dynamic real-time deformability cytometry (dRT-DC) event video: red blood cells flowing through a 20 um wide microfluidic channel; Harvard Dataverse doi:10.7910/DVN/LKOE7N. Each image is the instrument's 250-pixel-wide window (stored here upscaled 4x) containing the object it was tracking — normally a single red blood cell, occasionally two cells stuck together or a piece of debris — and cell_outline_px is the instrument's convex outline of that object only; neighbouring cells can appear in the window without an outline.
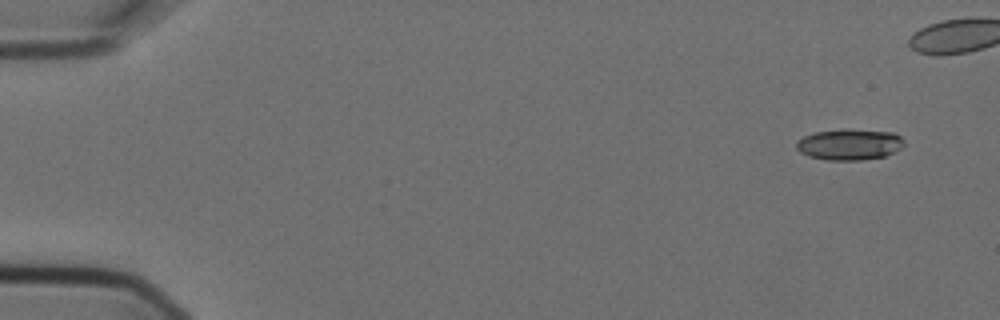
{"species": "Egyptian fruit bat (a non-hibernating species)", "species_latin": "Rousettus aegyptiacus", "temperature_condition": "cold", "stored_images_in_passage": 7, "camera_frame_rate_fps": 3000, "um_per_image_px": 0.085, "animal": {"sex": "female"}, "frame": {"image": 1, "passage_image": 1, "time_ms": 0.0, "image_size_px": [1000, 320], "cell_outline_px": [[904, 144], [896, 152], [884, 156], [860, 160], [828, 160], [808, 156], [800, 152], [796, 148], [796, 140], [804, 136], [816, 132], [892, 132], [900, 136], [904, 140]], "centroid_in_image_um": [72.19, 12.34], "position_along_channel_um": 12.8, "area_um2": 18.55}}
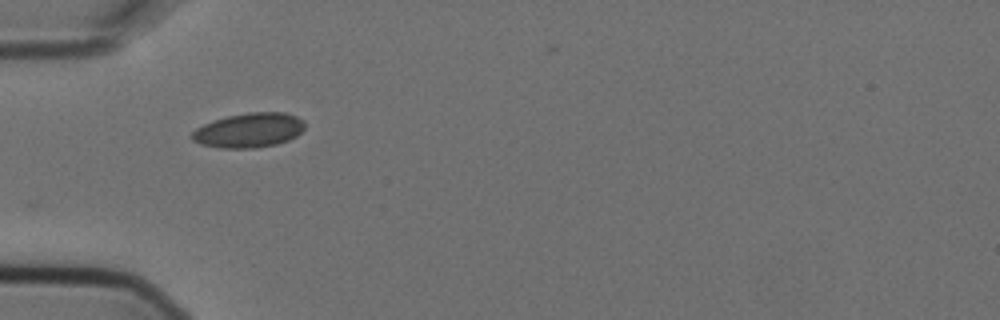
{"frame": {"image": 2, "passage_image": 6, "time_ms": 1.667, "image_size_px": [1000, 320], "cell_outline_px": [[304, 128], [296, 136], [288, 140], [276, 144], [256, 148], [220, 148], [200, 144], [192, 140], [192, 132], [196, 128], [212, 120], [228, 116], [248, 112], [284, 112], [296, 116], [304, 120]], "centroid_in_image_um": [21.16, 11.07], "position_along_channel_um": 63.8, "area_um2": 22.77}}
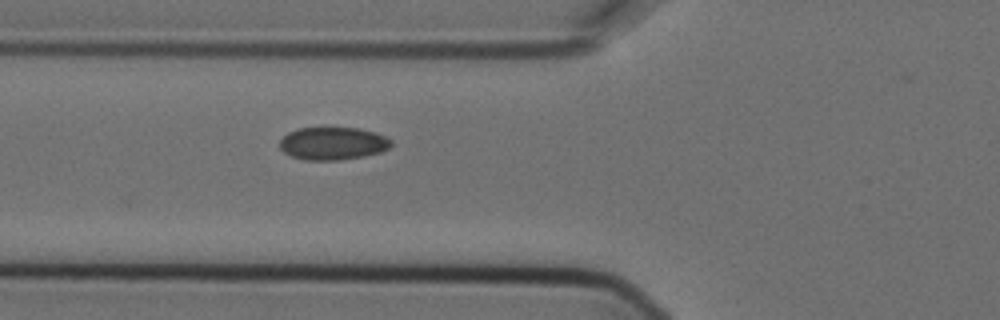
{"frame": {"image": 3, "passage_image": 7, "time_ms": 2.0, "image_size_px": [1000, 320], "cell_outline_px": [[392, 144], [388, 148], [380, 152], [364, 156], [340, 160], [304, 160], [292, 156], [284, 152], [280, 148], [280, 140], [288, 132], [300, 128], [360, 128], [384, 136], [392, 140]], "centroid_in_image_um": [28.28, 12.2], "position_along_channel_um": 97.5, "area_um2": 21.15}}